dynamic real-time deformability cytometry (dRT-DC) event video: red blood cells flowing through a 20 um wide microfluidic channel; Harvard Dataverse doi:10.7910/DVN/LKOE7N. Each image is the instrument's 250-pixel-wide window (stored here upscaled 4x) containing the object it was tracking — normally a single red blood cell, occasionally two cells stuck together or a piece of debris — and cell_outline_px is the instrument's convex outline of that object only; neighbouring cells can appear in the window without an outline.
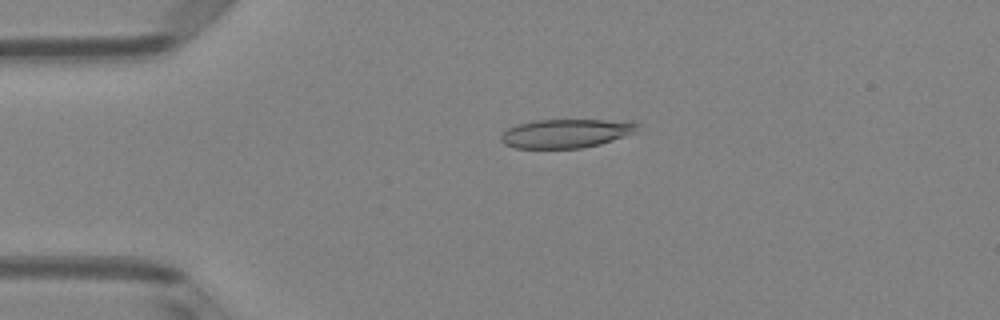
{"species": "Egyptian fruit bat (a non-hibernating species)", "species_latin": "Rousettus aegyptiacus", "temperature_condition": "room temperature", "stored_images_in_passage": 48, "camera_frame_rate_fps": 3000, "um_per_image_px": 0.085, "animal": {"sex": "female"}, "frame": {"image": 1, "passage_image": 9, "time_ms": 2.667, "image_size_px": [1000, 320], "cell_outline_px": [[640, 124], [636, 132], [600, 144], [580, 148], [516, 148], [504, 144], [500, 140], [500, 136], [508, 128], [516, 124], [536, 120], [632, 120]], "centroid_in_image_um": [48.13, 11.33], "position_along_channel_um": 36.9, "area_um2": 23.06}}
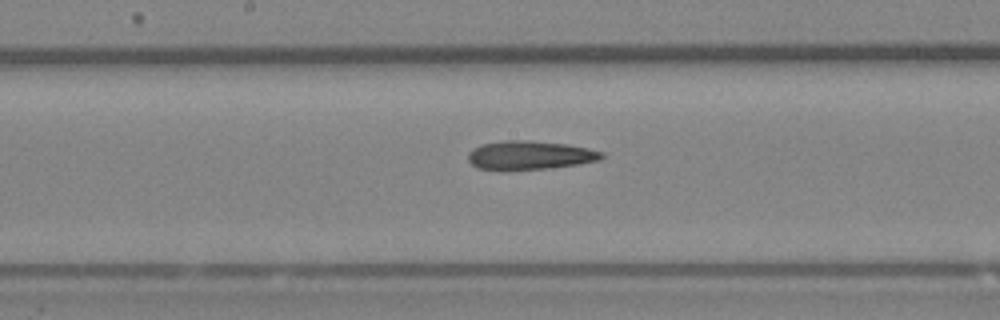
{"frame": {"image": 2, "passage_image": 24, "time_ms": 7.667, "image_size_px": [1000, 320], "cell_outline_px": [[604, 156], [600, 160], [576, 164], [544, 168], [476, 168], [468, 160], [468, 152], [472, 148], [480, 144], [504, 140], [532, 140], [568, 144], [588, 148], [604, 152]], "centroid_in_image_um": [45.04, 13.15], "position_along_channel_um": 203.2, "area_um2": 21.96}}
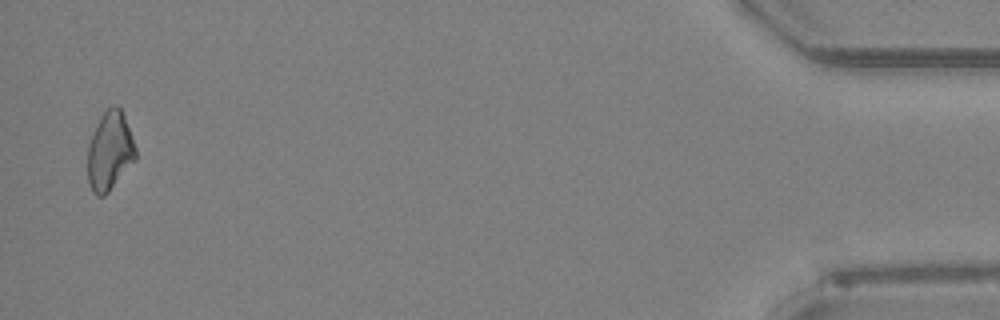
{"frame": {"image": 3, "passage_image": 47, "time_ms": 15.333, "image_size_px": [1000, 320], "cell_outline_px": [[136, 160], [108, 192], [104, 196], [96, 196], [92, 192], [88, 180], [88, 144], [104, 112], [112, 104], [116, 104], [120, 108], [124, 116], [136, 148]], "centroid_in_image_um": [9.34, 12.87], "position_along_channel_um": 425.9, "area_um2": 21.73}, "authors_computed_cell_mechanics": {"area_um2": 22.3397, "velocity_mm_per_s": 4.0456, "shape_relaxation_time_tau1_ms": 11.0852, "shape_relaxation_time_tau2_ms": 5.9964, "deformation_change_tau1": 0.2201, "deformation_change_tau2": 0.1851}}